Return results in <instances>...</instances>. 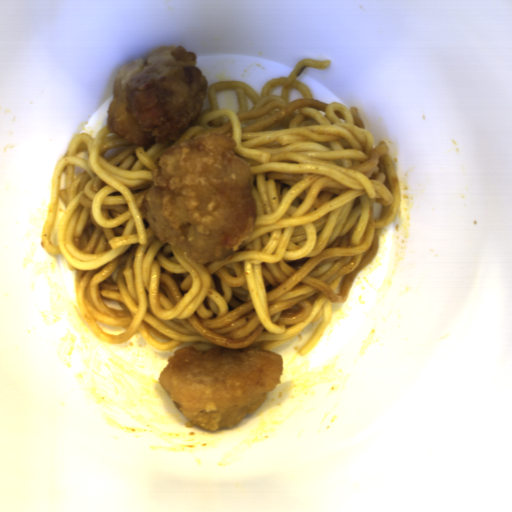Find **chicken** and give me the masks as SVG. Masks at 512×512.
<instances>
[{"instance_id": "chicken-1", "label": "chicken", "mask_w": 512, "mask_h": 512, "mask_svg": "<svg viewBox=\"0 0 512 512\" xmlns=\"http://www.w3.org/2000/svg\"><path fill=\"white\" fill-rule=\"evenodd\" d=\"M237 144L217 133L174 144L138 210L160 243L201 266L226 261L257 228L253 174Z\"/></svg>"}, {"instance_id": "chicken-2", "label": "chicken", "mask_w": 512, "mask_h": 512, "mask_svg": "<svg viewBox=\"0 0 512 512\" xmlns=\"http://www.w3.org/2000/svg\"><path fill=\"white\" fill-rule=\"evenodd\" d=\"M158 380L172 403L195 426L232 428L281 385L283 356L267 349L183 347L169 356Z\"/></svg>"}, {"instance_id": "chicken-3", "label": "chicken", "mask_w": 512, "mask_h": 512, "mask_svg": "<svg viewBox=\"0 0 512 512\" xmlns=\"http://www.w3.org/2000/svg\"><path fill=\"white\" fill-rule=\"evenodd\" d=\"M185 47L162 45L146 60L122 64L115 79L107 127L136 145L176 142L196 125L209 80Z\"/></svg>"}]
</instances>
